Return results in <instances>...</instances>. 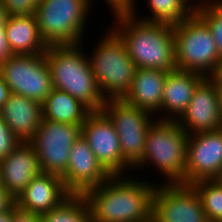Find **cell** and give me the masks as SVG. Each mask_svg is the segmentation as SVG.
Listing matches in <instances>:
<instances>
[{"label": "cell", "mask_w": 222, "mask_h": 222, "mask_svg": "<svg viewBox=\"0 0 222 222\" xmlns=\"http://www.w3.org/2000/svg\"><path fill=\"white\" fill-rule=\"evenodd\" d=\"M82 51L81 44L47 47L44 54L52 85L76 98L90 111H101L106 99L97 85L89 57Z\"/></svg>", "instance_id": "cell-3"}, {"label": "cell", "mask_w": 222, "mask_h": 222, "mask_svg": "<svg viewBox=\"0 0 222 222\" xmlns=\"http://www.w3.org/2000/svg\"><path fill=\"white\" fill-rule=\"evenodd\" d=\"M111 175L98 162L88 142L81 136L71 147L66 172L61 176L70 194L83 195L107 181Z\"/></svg>", "instance_id": "cell-15"}, {"label": "cell", "mask_w": 222, "mask_h": 222, "mask_svg": "<svg viewBox=\"0 0 222 222\" xmlns=\"http://www.w3.org/2000/svg\"><path fill=\"white\" fill-rule=\"evenodd\" d=\"M42 172L39 158L30 143L20 142L0 161L1 185L15 200Z\"/></svg>", "instance_id": "cell-16"}, {"label": "cell", "mask_w": 222, "mask_h": 222, "mask_svg": "<svg viewBox=\"0 0 222 222\" xmlns=\"http://www.w3.org/2000/svg\"><path fill=\"white\" fill-rule=\"evenodd\" d=\"M41 0H2L8 16L35 15Z\"/></svg>", "instance_id": "cell-27"}, {"label": "cell", "mask_w": 222, "mask_h": 222, "mask_svg": "<svg viewBox=\"0 0 222 222\" xmlns=\"http://www.w3.org/2000/svg\"><path fill=\"white\" fill-rule=\"evenodd\" d=\"M15 204V199L3 187L0 188V212L9 210Z\"/></svg>", "instance_id": "cell-32"}, {"label": "cell", "mask_w": 222, "mask_h": 222, "mask_svg": "<svg viewBox=\"0 0 222 222\" xmlns=\"http://www.w3.org/2000/svg\"><path fill=\"white\" fill-rule=\"evenodd\" d=\"M147 5L152 15L140 19L147 22L176 25L194 12L183 0H148Z\"/></svg>", "instance_id": "cell-24"}, {"label": "cell", "mask_w": 222, "mask_h": 222, "mask_svg": "<svg viewBox=\"0 0 222 222\" xmlns=\"http://www.w3.org/2000/svg\"><path fill=\"white\" fill-rule=\"evenodd\" d=\"M176 122L188 135L222 128L217 87L209 77L197 84L186 111Z\"/></svg>", "instance_id": "cell-14"}, {"label": "cell", "mask_w": 222, "mask_h": 222, "mask_svg": "<svg viewBox=\"0 0 222 222\" xmlns=\"http://www.w3.org/2000/svg\"><path fill=\"white\" fill-rule=\"evenodd\" d=\"M204 2L202 1L195 13L208 25L222 58V0Z\"/></svg>", "instance_id": "cell-26"}, {"label": "cell", "mask_w": 222, "mask_h": 222, "mask_svg": "<svg viewBox=\"0 0 222 222\" xmlns=\"http://www.w3.org/2000/svg\"><path fill=\"white\" fill-rule=\"evenodd\" d=\"M219 185L222 186V169L220 170L219 174L217 177L214 179Z\"/></svg>", "instance_id": "cell-39"}, {"label": "cell", "mask_w": 222, "mask_h": 222, "mask_svg": "<svg viewBox=\"0 0 222 222\" xmlns=\"http://www.w3.org/2000/svg\"><path fill=\"white\" fill-rule=\"evenodd\" d=\"M191 186L200 197L208 222H222V186L215 180H202Z\"/></svg>", "instance_id": "cell-25"}, {"label": "cell", "mask_w": 222, "mask_h": 222, "mask_svg": "<svg viewBox=\"0 0 222 222\" xmlns=\"http://www.w3.org/2000/svg\"><path fill=\"white\" fill-rule=\"evenodd\" d=\"M134 11L113 14V25L117 22L113 30L126 45L135 67L176 70L173 25L137 19Z\"/></svg>", "instance_id": "cell-2"}, {"label": "cell", "mask_w": 222, "mask_h": 222, "mask_svg": "<svg viewBox=\"0 0 222 222\" xmlns=\"http://www.w3.org/2000/svg\"><path fill=\"white\" fill-rule=\"evenodd\" d=\"M173 36L176 68L209 77L220 56L208 25L193 12L173 25Z\"/></svg>", "instance_id": "cell-6"}, {"label": "cell", "mask_w": 222, "mask_h": 222, "mask_svg": "<svg viewBox=\"0 0 222 222\" xmlns=\"http://www.w3.org/2000/svg\"><path fill=\"white\" fill-rule=\"evenodd\" d=\"M154 120L147 131L143 157L134 168L156 165L167 184H184L189 135L176 121Z\"/></svg>", "instance_id": "cell-4"}, {"label": "cell", "mask_w": 222, "mask_h": 222, "mask_svg": "<svg viewBox=\"0 0 222 222\" xmlns=\"http://www.w3.org/2000/svg\"><path fill=\"white\" fill-rule=\"evenodd\" d=\"M89 56L97 85L107 99H122L130 90L136 67L121 37L111 29Z\"/></svg>", "instance_id": "cell-5"}, {"label": "cell", "mask_w": 222, "mask_h": 222, "mask_svg": "<svg viewBox=\"0 0 222 222\" xmlns=\"http://www.w3.org/2000/svg\"><path fill=\"white\" fill-rule=\"evenodd\" d=\"M167 74V71L159 69L136 68L131 88L122 99L151 115L161 112Z\"/></svg>", "instance_id": "cell-20"}, {"label": "cell", "mask_w": 222, "mask_h": 222, "mask_svg": "<svg viewBox=\"0 0 222 222\" xmlns=\"http://www.w3.org/2000/svg\"><path fill=\"white\" fill-rule=\"evenodd\" d=\"M41 222H91L90 209L83 195L71 194L59 206L40 215Z\"/></svg>", "instance_id": "cell-23"}, {"label": "cell", "mask_w": 222, "mask_h": 222, "mask_svg": "<svg viewBox=\"0 0 222 222\" xmlns=\"http://www.w3.org/2000/svg\"><path fill=\"white\" fill-rule=\"evenodd\" d=\"M5 33L13 55L42 54L48 47L40 36L36 15L8 16Z\"/></svg>", "instance_id": "cell-21"}, {"label": "cell", "mask_w": 222, "mask_h": 222, "mask_svg": "<svg viewBox=\"0 0 222 222\" xmlns=\"http://www.w3.org/2000/svg\"><path fill=\"white\" fill-rule=\"evenodd\" d=\"M0 72L11 93L20 94L41 105L53 89L51 71L44 53L12 55L0 63Z\"/></svg>", "instance_id": "cell-9"}, {"label": "cell", "mask_w": 222, "mask_h": 222, "mask_svg": "<svg viewBox=\"0 0 222 222\" xmlns=\"http://www.w3.org/2000/svg\"><path fill=\"white\" fill-rule=\"evenodd\" d=\"M102 111L113 123L120 139L122 156L133 169L143 157L147 131L154 118L123 99H107Z\"/></svg>", "instance_id": "cell-8"}, {"label": "cell", "mask_w": 222, "mask_h": 222, "mask_svg": "<svg viewBox=\"0 0 222 222\" xmlns=\"http://www.w3.org/2000/svg\"><path fill=\"white\" fill-rule=\"evenodd\" d=\"M90 0H41L36 9L38 30L47 46L82 43Z\"/></svg>", "instance_id": "cell-7"}, {"label": "cell", "mask_w": 222, "mask_h": 222, "mask_svg": "<svg viewBox=\"0 0 222 222\" xmlns=\"http://www.w3.org/2000/svg\"><path fill=\"white\" fill-rule=\"evenodd\" d=\"M91 111L70 94L52 89L42 104L43 119L82 125Z\"/></svg>", "instance_id": "cell-22"}, {"label": "cell", "mask_w": 222, "mask_h": 222, "mask_svg": "<svg viewBox=\"0 0 222 222\" xmlns=\"http://www.w3.org/2000/svg\"><path fill=\"white\" fill-rule=\"evenodd\" d=\"M217 87V93L219 97L220 110L222 113V84H215Z\"/></svg>", "instance_id": "cell-37"}, {"label": "cell", "mask_w": 222, "mask_h": 222, "mask_svg": "<svg viewBox=\"0 0 222 222\" xmlns=\"http://www.w3.org/2000/svg\"><path fill=\"white\" fill-rule=\"evenodd\" d=\"M10 94H11L10 89L6 84V81L4 80L2 73L0 72V111L5 102L8 100Z\"/></svg>", "instance_id": "cell-33"}, {"label": "cell", "mask_w": 222, "mask_h": 222, "mask_svg": "<svg viewBox=\"0 0 222 222\" xmlns=\"http://www.w3.org/2000/svg\"><path fill=\"white\" fill-rule=\"evenodd\" d=\"M82 137L88 142L98 162L111 175H123L131 166L124 160L120 139L113 123L101 111H91L82 124Z\"/></svg>", "instance_id": "cell-12"}, {"label": "cell", "mask_w": 222, "mask_h": 222, "mask_svg": "<svg viewBox=\"0 0 222 222\" xmlns=\"http://www.w3.org/2000/svg\"><path fill=\"white\" fill-rule=\"evenodd\" d=\"M70 195L61 176L42 172L27 185L15 200V205L24 211L42 215L55 209Z\"/></svg>", "instance_id": "cell-17"}, {"label": "cell", "mask_w": 222, "mask_h": 222, "mask_svg": "<svg viewBox=\"0 0 222 222\" xmlns=\"http://www.w3.org/2000/svg\"><path fill=\"white\" fill-rule=\"evenodd\" d=\"M7 19H8V14L4 9L2 0H0V28H5Z\"/></svg>", "instance_id": "cell-35"}, {"label": "cell", "mask_w": 222, "mask_h": 222, "mask_svg": "<svg viewBox=\"0 0 222 222\" xmlns=\"http://www.w3.org/2000/svg\"><path fill=\"white\" fill-rule=\"evenodd\" d=\"M82 136V125L42 122L29 142L36 151L44 173L62 176L67 170L71 147Z\"/></svg>", "instance_id": "cell-10"}, {"label": "cell", "mask_w": 222, "mask_h": 222, "mask_svg": "<svg viewBox=\"0 0 222 222\" xmlns=\"http://www.w3.org/2000/svg\"><path fill=\"white\" fill-rule=\"evenodd\" d=\"M0 117L19 142L29 143L42 122V105L11 93L0 111Z\"/></svg>", "instance_id": "cell-18"}, {"label": "cell", "mask_w": 222, "mask_h": 222, "mask_svg": "<svg viewBox=\"0 0 222 222\" xmlns=\"http://www.w3.org/2000/svg\"><path fill=\"white\" fill-rule=\"evenodd\" d=\"M11 222H41V219L40 215L24 211L14 204L12 206Z\"/></svg>", "instance_id": "cell-29"}, {"label": "cell", "mask_w": 222, "mask_h": 222, "mask_svg": "<svg viewBox=\"0 0 222 222\" xmlns=\"http://www.w3.org/2000/svg\"><path fill=\"white\" fill-rule=\"evenodd\" d=\"M93 1V0H92ZM113 14L134 10V0H106Z\"/></svg>", "instance_id": "cell-30"}, {"label": "cell", "mask_w": 222, "mask_h": 222, "mask_svg": "<svg viewBox=\"0 0 222 222\" xmlns=\"http://www.w3.org/2000/svg\"><path fill=\"white\" fill-rule=\"evenodd\" d=\"M13 55L6 38L5 28H0V63L7 61Z\"/></svg>", "instance_id": "cell-31"}, {"label": "cell", "mask_w": 222, "mask_h": 222, "mask_svg": "<svg viewBox=\"0 0 222 222\" xmlns=\"http://www.w3.org/2000/svg\"><path fill=\"white\" fill-rule=\"evenodd\" d=\"M111 176L97 187L87 190L86 199L91 222H151L153 198L157 186L143 180Z\"/></svg>", "instance_id": "cell-1"}, {"label": "cell", "mask_w": 222, "mask_h": 222, "mask_svg": "<svg viewBox=\"0 0 222 222\" xmlns=\"http://www.w3.org/2000/svg\"><path fill=\"white\" fill-rule=\"evenodd\" d=\"M11 218H12V207L5 212H0V222H11Z\"/></svg>", "instance_id": "cell-36"}, {"label": "cell", "mask_w": 222, "mask_h": 222, "mask_svg": "<svg viewBox=\"0 0 222 222\" xmlns=\"http://www.w3.org/2000/svg\"><path fill=\"white\" fill-rule=\"evenodd\" d=\"M153 222H208L199 195L191 185H157Z\"/></svg>", "instance_id": "cell-11"}, {"label": "cell", "mask_w": 222, "mask_h": 222, "mask_svg": "<svg viewBox=\"0 0 222 222\" xmlns=\"http://www.w3.org/2000/svg\"><path fill=\"white\" fill-rule=\"evenodd\" d=\"M222 169V128L190 134L187 141L184 185L214 180Z\"/></svg>", "instance_id": "cell-13"}, {"label": "cell", "mask_w": 222, "mask_h": 222, "mask_svg": "<svg viewBox=\"0 0 222 222\" xmlns=\"http://www.w3.org/2000/svg\"><path fill=\"white\" fill-rule=\"evenodd\" d=\"M194 12L197 10V8L201 5V3H202V1L201 2H198L196 5L194 4H190V2L191 3H193L192 1H190V0H183ZM188 2V3H187Z\"/></svg>", "instance_id": "cell-38"}, {"label": "cell", "mask_w": 222, "mask_h": 222, "mask_svg": "<svg viewBox=\"0 0 222 222\" xmlns=\"http://www.w3.org/2000/svg\"><path fill=\"white\" fill-rule=\"evenodd\" d=\"M203 78V75L191 71L178 69L169 71L164 84L161 103V111L164 109V112L166 111L169 113L157 119L170 121L178 120L186 111L197 84Z\"/></svg>", "instance_id": "cell-19"}, {"label": "cell", "mask_w": 222, "mask_h": 222, "mask_svg": "<svg viewBox=\"0 0 222 222\" xmlns=\"http://www.w3.org/2000/svg\"><path fill=\"white\" fill-rule=\"evenodd\" d=\"M209 78L215 84H222V58H220L219 62L216 64V67Z\"/></svg>", "instance_id": "cell-34"}, {"label": "cell", "mask_w": 222, "mask_h": 222, "mask_svg": "<svg viewBox=\"0 0 222 222\" xmlns=\"http://www.w3.org/2000/svg\"><path fill=\"white\" fill-rule=\"evenodd\" d=\"M19 143L7 124L0 117V161L9 155Z\"/></svg>", "instance_id": "cell-28"}]
</instances>
